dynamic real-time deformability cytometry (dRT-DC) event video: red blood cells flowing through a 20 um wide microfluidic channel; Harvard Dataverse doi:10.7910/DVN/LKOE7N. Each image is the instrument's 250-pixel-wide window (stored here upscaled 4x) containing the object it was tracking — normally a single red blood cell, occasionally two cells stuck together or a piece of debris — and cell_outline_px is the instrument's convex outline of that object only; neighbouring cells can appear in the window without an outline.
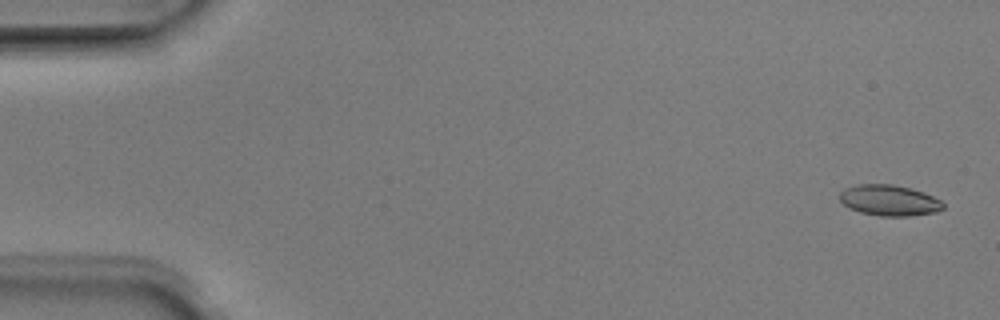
{"species": "Egyptian fruit bat (a non-hibernating species)", "species_latin": "Rousettus aegyptiacus", "temperature_condition": "room temperature", "stored_images_in_passage": 4, "camera_frame_rate_fps": 3000, "um_per_image_px": 0.085, "animal": {"sex": "male"}, "frame": {"image": 1, "passage_image": 1, "time_ms": 0.0, "image_size_px": [1000, 320], "cell_outline_px": [[944, 208], [936, 212], [908, 216], [880, 216], [860, 212], [844, 204], [840, 200], [840, 192], [844, 188], [856, 184], [892, 184], [912, 188], [924, 192], [940, 200], [944, 204]], "centroid_in_image_um": [75.6, 17.02], "position_along_channel_um": 9.4, "area_um2": 18.61}}